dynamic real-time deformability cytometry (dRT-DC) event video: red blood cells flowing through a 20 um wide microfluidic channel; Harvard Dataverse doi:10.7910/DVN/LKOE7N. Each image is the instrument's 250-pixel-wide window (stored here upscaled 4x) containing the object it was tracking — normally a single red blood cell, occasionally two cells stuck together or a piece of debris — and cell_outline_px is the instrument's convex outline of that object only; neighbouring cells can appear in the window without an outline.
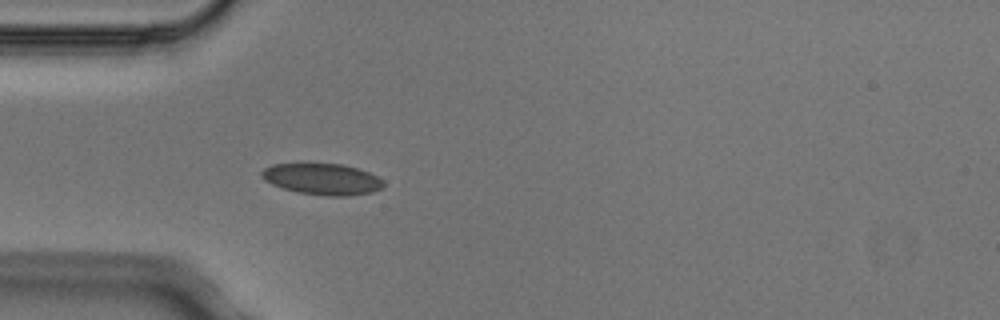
{"species": "Egyptian fruit bat (a non-hibernating species)", "species_latin": "Rousettus aegyptiacus", "temperature_condition": "cold", "stored_images_in_passage": 3, "camera_frame_rate_fps": 3000, "um_per_image_px": 0.085, "animal": {"sex": "male"}, "frame": {"image": 1, "passage_image": 3, "time_ms": 0.667, "image_size_px": [1000, 320], "cell_outline_px": [[384, 188], [372, 192], [348, 196], [328, 196], [296, 192], [272, 184], [264, 180], [260, 172], [264, 168], [272, 164], [344, 164], [368, 172], [384, 180]], "centroid_in_image_um": [27.41, 15.23], "position_along_channel_um": 57.6, "area_um2": 22.2}}